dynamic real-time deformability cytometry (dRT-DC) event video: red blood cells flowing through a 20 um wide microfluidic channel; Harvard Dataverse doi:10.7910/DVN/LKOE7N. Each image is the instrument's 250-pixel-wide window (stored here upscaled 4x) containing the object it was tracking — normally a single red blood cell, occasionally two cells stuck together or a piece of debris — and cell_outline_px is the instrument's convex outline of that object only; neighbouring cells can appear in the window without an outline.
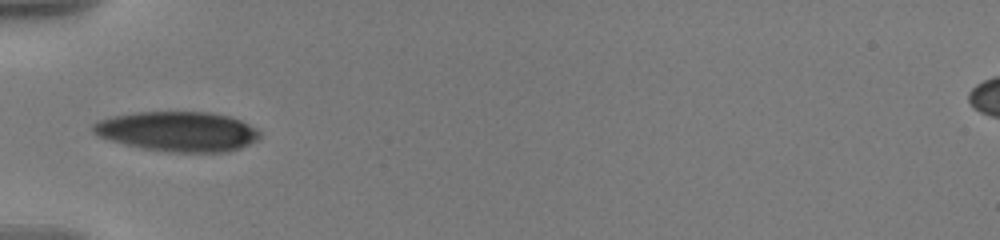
{"species": "human", "species_latin": "Homo sapiens", "temperature_condition": "warm", "stored_images_in_passage": 14, "camera_frame_rate_fps": 3000, "um_per_image_px": 0.085, "donor": {"sex": "male"}, "frame": {"image": 1, "passage_image": 1, "time_ms": 0.0, "image_size_px": [1000, 240], "cell_outline_px": [[260, 140], [240, 148], [228, 152], [176, 152], [144, 148], [124, 144], [108, 140], [96, 136], [92, 132], [92, 124], [96, 120], [112, 116], [136, 112], [212, 112], [232, 116], [256, 128], [260, 132]], "centroid_in_image_um": [15.11, 11.17], "position_along_channel_um": 69.9, "area_um2": 39.13}}
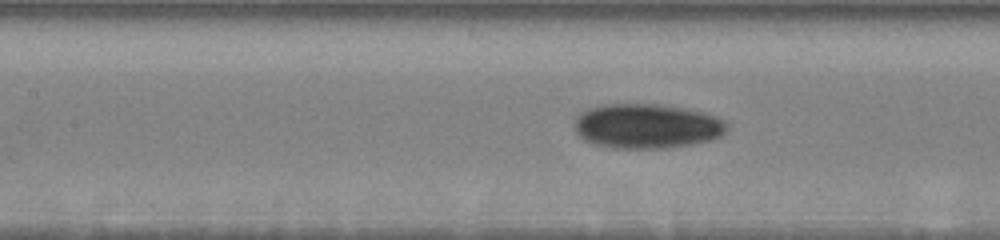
{"frame": {"image": 2, "passage_image": 8, "time_ms": 2.333, "image_size_px": [1000, 240], "cell_outline_px": [[728, 128], [720, 136], [712, 140], [692, 144], [668, 148], [612, 148], [592, 144], [584, 140], [576, 132], [576, 120], [588, 108], [604, 104], [660, 104], [688, 108], [716, 116], [724, 120], [728, 124]], "centroid_in_image_um": [55.02, 10.72], "position_along_channel_um": 152.4, "area_um2": 39.82}}
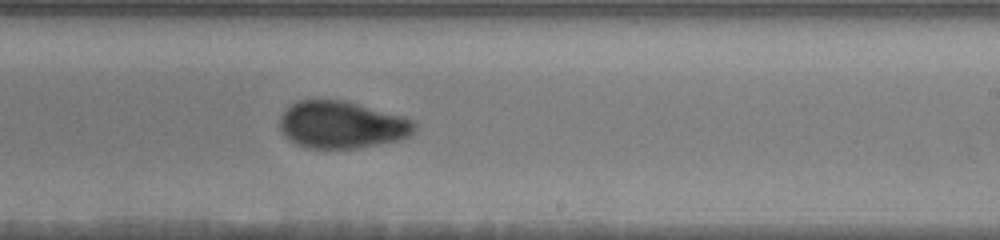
{"frame": {"image": 3, "passage_image": 14, "time_ms": 5.333, "image_size_px": [1000, 240], "cell_outline_px": [[416, 128], [408, 136], [396, 140], [356, 148], [304, 148], [288, 140], [280, 132], [280, 116], [296, 100], [344, 100], [404, 116], [412, 120], [416, 124]], "centroid_in_image_um": [29.01, 10.6], "position_along_channel_um": 260.0, "area_um2": 36.99}}